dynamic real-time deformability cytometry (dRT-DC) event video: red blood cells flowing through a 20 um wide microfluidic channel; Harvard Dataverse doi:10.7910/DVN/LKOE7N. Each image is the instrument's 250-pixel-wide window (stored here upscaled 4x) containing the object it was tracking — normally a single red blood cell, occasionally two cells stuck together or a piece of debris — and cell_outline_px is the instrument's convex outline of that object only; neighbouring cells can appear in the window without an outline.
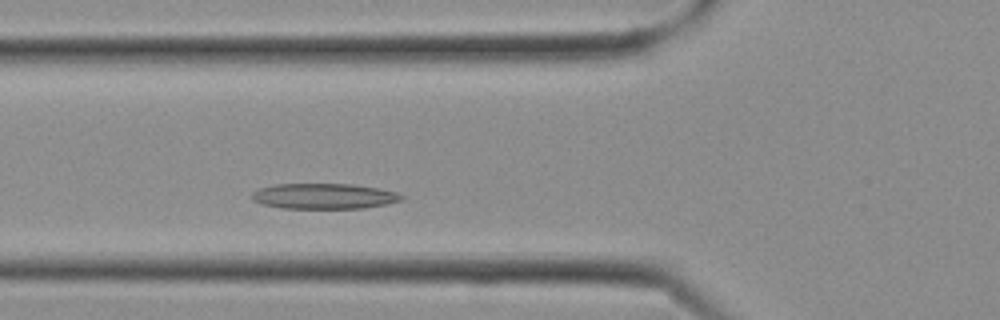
{"species": "Egyptian fruit bat (a non-hibernating species)", "species_latin": "Rousettus aegyptiacus", "temperature_condition": "cold", "stored_images_in_passage": 4, "camera_frame_rate_fps": 3000, "um_per_image_px": 0.085, "frame": {"image": 1, "passage_image": 4, "time_ms": 1.0, "image_size_px": [1000, 320], "cell_outline_px": [[404, 200], [388, 204], [360, 208], [280, 208], [260, 204], [252, 200], [252, 192], [260, 188], [272, 184], [352, 184], [380, 188], [396, 192], [404, 196]], "centroid_in_image_um": [27.54, 16.67], "position_along_channel_um": 98.3, "area_um2": 22.43}}